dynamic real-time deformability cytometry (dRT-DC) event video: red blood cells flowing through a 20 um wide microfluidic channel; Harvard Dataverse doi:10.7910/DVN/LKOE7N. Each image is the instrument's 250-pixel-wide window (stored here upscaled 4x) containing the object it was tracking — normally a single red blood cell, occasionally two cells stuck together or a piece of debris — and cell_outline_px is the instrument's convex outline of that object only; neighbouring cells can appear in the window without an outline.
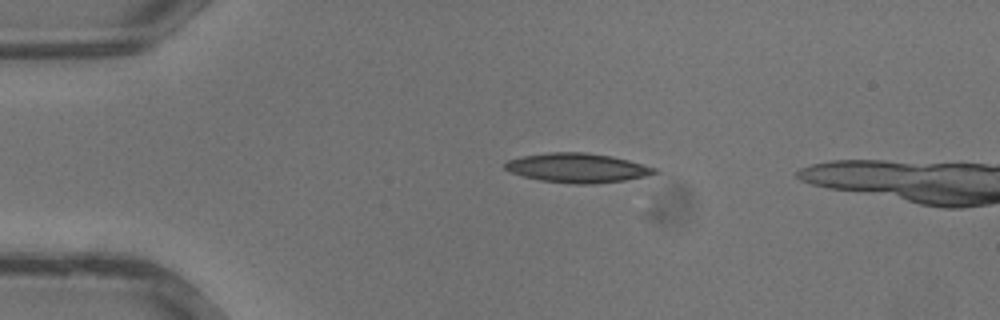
{"species": "common noctule bat (a hibernating species)", "species_latin": "Nyctalus noctula", "temperature_condition": "warm", "stored_images_in_passage": 26, "camera_frame_rate_fps": 3000, "um_per_image_px": 0.085, "animal": {"sex": "male", "body_mass_g": 13.3}, "frame": {"image": 1, "passage_image": 1, "time_ms": 0.0, "image_size_px": [1000, 320], "cell_outline_px": [[660, 172], [644, 176], [624, 180], [592, 184], [576, 184], [540, 180], [508, 172], [504, 168], [504, 164], [508, 160], [524, 156], [548, 152], [584, 152], [612, 156], [628, 160], [656, 168]], "centroid_in_image_um": [49.06, 14.27], "position_along_channel_um": 35.9, "area_um2": 25.43}}
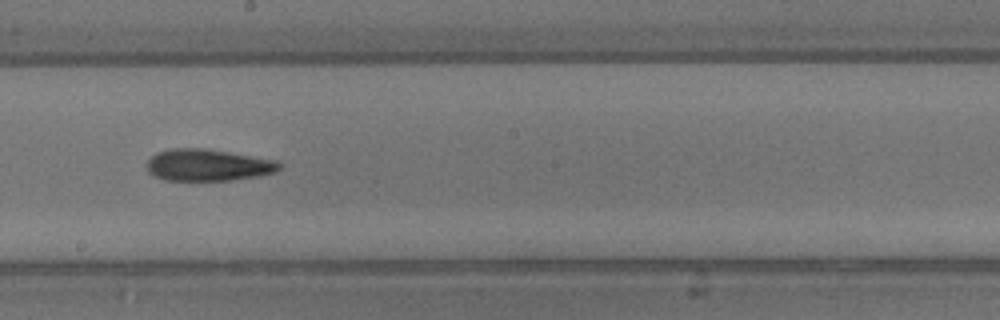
{"frame": {"image": 2, "passage_image": 13, "time_ms": 4.0, "image_size_px": [1000, 320], "cell_outline_px": [[284, 164], [276, 172], [260, 176], [232, 180], [164, 180], [152, 176], [148, 172], [144, 164], [156, 152], [172, 148], [204, 148], [276, 160]], "centroid_in_image_um": [17.65, 14.03], "position_along_channel_um": 230.5, "area_um2": 24.85}}
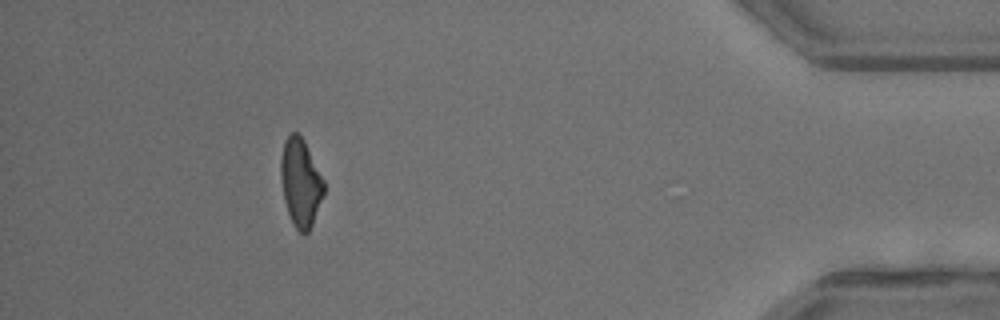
{"frame": {"image": 3, "passage_image": 25, "time_ms": 8.0, "image_size_px": [1000, 320], "cell_outline_px": [[324, 196], [312, 224], [308, 232], [304, 236], [296, 228], [288, 212], [284, 200], [280, 176], [280, 160], [284, 140], [292, 132], [296, 132], [304, 140], [324, 180]], "centroid_in_image_um": [25.55, 15.52], "position_along_channel_um": 409.7, "area_um2": 22.08}}